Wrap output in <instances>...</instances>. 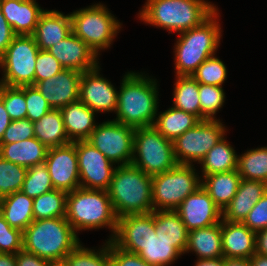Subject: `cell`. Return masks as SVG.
Segmentation results:
<instances>
[{
  "label": "cell",
  "instance_id": "obj_24",
  "mask_svg": "<svg viewBox=\"0 0 267 266\" xmlns=\"http://www.w3.org/2000/svg\"><path fill=\"white\" fill-rule=\"evenodd\" d=\"M64 127L70 142L88 140L96 128L95 112L80 100L60 109Z\"/></svg>",
  "mask_w": 267,
  "mask_h": 266
},
{
  "label": "cell",
  "instance_id": "obj_8",
  "mask_svg": "<svg viewBox=\"0 0 267 266\" xmlns=\"http://www.w3.org/2000/svg\"><path fill=\"white\" fill-rule=\"evenodd\" d=\"M72 32L83 40L98 56L99 50L110 47L121 28L119 20L106 6L94 4L70 14Z\"/></svg>",
  "mask_w": 267,
  "mask_h": 266
},
{
  "label": "cell",
  "instance_id": "obj_47",
  "mask_svg": "<svg viewBox=\"0 0 267 266\" xmlns=\"http://www.w3.org/2000/svg\"><path fill=\"white\" fill-rule=\"evenodd\" d=\"M242 223L255 233L267 228V188Z\"/></svg>",
  "mask_w": 267,
  "mask_h": 266
},
{
  "label": "cell",
  "instance_id": "obj_32",
  "mask_svg": "<svg viewBox=\"0 0 267 266\" xmlns=\"http://www.w3.org/2000/svg\"><path fill=\"white\" fill-rule=\"evenodd\" d=\"M237 162L238 155L224 137L200 161L202 176L236 170Z\"/></svg>",
  "mask_w": 267,
  "mask_h": 266
},
{
  "label": "cell",
  "instance_id": "obj_20",
  "mask_svg": "<svg viewBox=\"0 0 267 266\" xmlns=\"http://www.w3.org/2000/svg\"><path fill=\"white\" fill-rule=\"evenodd\" d=\"M0 8L16 35H32L45 11L36 0H0Z\"/></svg>",
  "mask_w": 267,
  "mask_h": 266
},
{
  "label": "cell",
  "instance_id": "obj_49",
  "mask_svg": "<svg viewBox=\"0 0 267 266\" xmlns=\"http://www.w3.org/2000/svg\"><path fill=\"white\" fill-rule=\"evenodd\" d=\"M16 265L17 266H52V261L40 258L33 253L25 250H20L16 253Z\"/></svg>",
  "mask_w": 267,
  "mask_h": 266
},
{
  "label": "cell",
  "instance_id": "obj_43",
  "mask_svg": "<svg viewBox=\"0 0 267 266\" xmlns=\"http://www.w3.org/2000/svg\"><path fill=\"white\" fill-rule=\"evenodd\" d=\"M23 232L12 228L0 213V253L16 254L23 249Z\"/></svg>",
  "mask_w": 267,
  "mask_h": 266
},
{
  "label": "cell",
  "instance_id": "obj_21",
  "mask_svg": "<svg viewBox=\"0 0 267 266\" xmlns=\"http://www.w3.org/2000/svg\"><path fill=\"white\" fill-rule=\"evenodd\" d=\"M221 240L226 258H250L255 253L256 233L241 222L221 219Z\"/></svg>",
  "mask_w": 267,
  "mask_h": 266
},
{
  "label": "cell",
  "instance_id": "obj_34",
  "mask_svg": "<svg viewBox=\"0 0 267 266\" xmlns=\"http://www.w3.org/2000/svg\"><path fill=\"white\" fill-rule=\"evenodd\" d=\"M237 170L242 179L267 184V147L251 149L238 156Z\"/></svg>",
  "mask_w": 267,
  "mask_h": 266
},
{
  "label": "cell",
  "instance_id": "obj_48",
  "mask_svg": "<svg viewBox=\"0 0 267 266\" xmlns=\"http://www.w3.org/2000/svg\"><path fill=\"white\" fill-rule=\"evenodd\" d=\"M109 252L113 266H153L144 261L138 254L118 248L110 240Z\"/></svg>",
  "mask_w": 267,
  "mask_h": 266
},
{
  "label": "cell",
  "instance_id": "obj_52",
  "mask_svg": "<svg viewBox=\"0 0 267 266\" xmlns=\"http://www.w3.org/2000/svg\"><path fill=\"white\" fill-rule=\"evenodd\" d=\"M9 114L7 113L3 101L0 99V141L4 136L5 130L11 123Z\"/></svg>",
  "mask_w": 267,
  "mask_h": 266
},
{
  "label": "cell",
  "instance_id": "obj_27",
  "mask_svg": "<svg viewBox=\"0 0 267 266\" xmlns=\"http://www.w3.org/2000/svg\"><path fill=\"white\" fill-rule=\"evenodd\" d=\"M202 178L201 185L222 211L237 193L242 179L237 169L204 175Z\"/></svg>",
  "mask_w": 267,
  "mask_h": 266
},
{
  "label": "cell",
  "instance_id": "obj_16",
  "mask_svg": "<svg viewBox=\"0 0 267 266\" xmlns=\"http://www.w3.org/2000/svg\"><path fill=\"white\" fill-rule=\"evenodd\" d=\"M188 232L220 223L222 210L214 203L208 192L201 185L188 195L175 210Z\"/></svg>",
  "mask_w": 267,
  "mask_h": 266
},
{
  "label": "cell",
  "instance_id": "obj_23",
  "mask_svg": "<svg viewBox=\"0 0 267 266\" xmlns=\"http://www.w3.org/2000/svg\"><path fill=\"white\" fill-rule=\"evenodd\" d=\"M266 188L264 182L241 179L237 193L222 211V219L242 223Z\"/></svg>",
  "mask_w": 267,
  "mask_h": 266
},
{
  "label": "cell",
  "instance_id": "obj_33",
  "mask_svg": "<svg viewBox=\"0 0 267 266\" xmlns=\"http://www.w3.org/2000/svg\"><path fill=\"white\" fill-rule=\"evenodd\" d=\"M176 79L173 107L194 114L201 120L199 83L191 75L176 76Z\"/></svg>",
  "mask_w": 267,
  "mask_h": 266
},
{
  "label": "cell",
  "instance_id": "obj_42",
  "mask_svg": "<svg viewBox=\"0 0 267 266\" xmlns=\"http://www.w3.org/2000/svg\"><path fill=\"white\" fill-rule=\"evenodd\" d=\"M227 67L214 55L207 58L191 75L198 83L221 86L227 78Z\"/></svg>",
  "mask_w": 267,
  "mask_h": 266
},
{
  "label": "cell",
  "instance_id": "obj_28",
  "mask_svg": "<svg viewBox=\"0 0 267 266\" xmlns=\"http://www.w3.org/2000/svg\"><path fill=\"white\" fill-rule=\"evenodd\" d=\"M0 213L12 228L23 232L34 221L33 198L14 192L0 200Z\"/></svg>",
  "mask_w": 267,
  "mask_h": 266
},
{
  "label": "cell",
  "instance_id": "obj_37",
  "mask_svg": "<svg viewBox=\"0 0 267 266\" xmlns=\"http://www.w3.org/2000/svg\"><path fill=\"white\" fill-rule=\"evenodd\" d=\"M104 245L96 252L79 243L64 260L69 266H113L109 252V239Z\"/></svg>",
  "mask_w": 267,
  "mask_h": 266
},
{
  "label": "cell",
  "instance_id": "obj_2",
  "mask_svg": "<svg viewBox=\"0 0 267 266\" xmlns=\"http://www.w3.org/2000/svg\"><path fill=\"white\" fill-rule=\"evenodd\" d=\"M217 8L205 0H147L139 13L141 21L181 33L203 24Z\"/></svg>",
  "mask_w": 267,
  "mask_h": 266
},
{
  "label": "cell",
  "instance_id": "obj_12",
  "mask_svg": "<svg viewBox=\"0 0 267 266\" xmlns=\"http://www.w3.org/2000/svg\"><path fill=\"white\" fill-rule=\"evenodd\" d=\"M135 129L113 119L98 125L92 131L89 141L112 163L130 165L133 160Z\"/></svg>",
  "mask_w": 267,
  "mask_h": 266
},
{
  "label": "cell",
  "instance_id": "obj_45",
  "mask_svg": "<svg viewBox=\"0 0 267 266\" xmlns=\"http://www.w3.org/2000/svg\"><path fill=\"white\" fill-rule=\"evenodd\" d=\"M65 69L47 50H39L36 58L34 85L42 80L56 76Z\"/></svg>",
  "mask_w": 267,
  "mask_h": 266
},
{
  "label": "cell",
  "instance_id": "obj_17",
  "mask_svg": "<svg viewBox=\"0 0 267 266\" xmlns=\"http://www.w3.org/2000/svg\"><path fill=\"white\" fill-rule=\"evenodd\" d=\"M99 65L82 73L79 100L94 112L116 111L118 91L99 73Z\"/></svg>",
  "mask_w": 267,
  "mask_h": 266
},
{
  "label": "cell",
  "instance_id": "obj_5",
  "mask_svg": "<svg viewBox=\"0 0 267 266\" xmlns=\"http://www.w3.org/2000/svg\"><path fill=\"white\" fill-rule=\"evenodd\" d=\"M66 220L77 234L80 230L99 229L108 226L114 237L117 216L114 213L108 191L79 187L67 193Z\"/></svg>",
  "mask_w": 267,
  "mask_h": 266
},
{
  "label": "cell",
  "instance_id": "obj_10",
  "mask_svg": "<svg viewBox=\"0 0 267 266\" xmlns=\"http://www.w3.org/2000/svg\"><path fill=\"white\" fill-rule=\"evenodd\" d=\"M40 48L32 35H16L1 56L3 78L10 87L34 86L36 58Z\"/></svg>",
  "mask_w": 267,
  "mask_h": 266
},
{
  "label": "cell",
  "instance_id": "obj_26",
  "mask_svg": "<svg viewBox=\"0 0 267 266\" xmlns=\"http://www.w3.org/2000/svg\"><path fill=\"white\" fill-rule=\"evenodd\" d=\"M195 252L198 259L224 257L221 240V222L205 228L188 232V244L185 253Z\"/></svg>",
  "mask_w": 267,
  "mask_h": 266
},
{
  "label": "cell",
  "instance_id": "obj_57",
  "mask_svg": "<svg viewBox=\"0 0 267 266\" xmlns=\"http://www.w3.org/2000/svg\"><path fill=\"white\" fill-rule=\"evenodd\" d=\"M52 266H69L65 260L52 262Z\"/></svg>",
  "mask_w": 267,
  "mask_h": 266
},
{
  "label": "cell",
  "instance_id": "obj_55",
  "mask_svg": "<svg viewBox=\"0 0 267 266\" xmlns=\"http://www.w3.org/2000/svg\"><path fill=\"white\" fill-rule=\"evenodd\" d=\"M0 266H17L16 254L0 253Z\"/></svg>",
  "mask_w": 267,
  "mask_h": 266
},
{
  "label": "cell",
  "instance_id": "obj_54",
  "mask_svg": "<svg viewBox=\"0 0 267 266\" xmlns=\"http://www.w3.org/2000/svg\"><path fill=\"white\" fill-rule=\"evenodd\" d=\"M224 266H250V262L248 258L224 257Z\"/></svg>",
  "mask_w": 267,
  "mask_h": 266
},
{
  "label": "cell",
  "instance_id": "obj_46",
  "mask_svg": "<svg viewBox=\"0 0 267 266\" xmlns=\"http://www.w3.org/2000/svg\"><path fill=\"white\" fill-rule=\"evenodd\" d=\"M35 137L33 122L29 119L11 121L0 143H13Z\"/></svg>",
  "mask_w": 267,
  "mask_h": 266
},
{
  "label": "cell",
  "instance_id": "obj_25",
  "mask_svg": "<svg viewBox=\"0 0 267 266\" xmlns=\"http://www.w3.org/2000/svg\"><path fill=\"white\" fill-rule=\"evenodd\" d=\"M48 148L36 137L13 143H0V156L26 168L45 162Z\"/></svg>",
  "mask_w": 267,
  "mask_h": 266
},
{
  "label": "cell",
  "instance_id": "obj_22",
  "mask_svg": "<svg viewBox=\"0 0 267 266\" xmlns=\"http://www.w3.org/2000/svg\"><path fill=\"white\" fill-rule=\"evenodd\" d=\"M72 32L70 14L64 15L56 10H45L37 23L32 36L41 50H48Z\"/></svg>",
  "mask_w": 267,
  "mask_h": 266
},
{
  "label": "cell",
  "instance_id": "obj_38",
  "mask_svg": "<svg viewBox=\"0 0 267 266\" xmlns=\"http://www.w3.org/2000/svg\"><path fill=\"white\" fill-rule=\"evenodd\" d=\"M27 169L0 156V200L21 191Z\"/></svg>",
  "mask_w": 267,
  "mask_h": 266
},
{
  "label": "cell",
  "instance_id": "obj_3",
  "mask_svg": "<svg viewBox=\"0 0 267 266\" xmlns=\"http://www.w3.org/2000/svg\"><path fill=\"white\" fill-rule=\"evenodd\" d=\"M107 191L117 218L153 212L152 176L132 164L115 168Z\"/></svg>",
  "mask_w": 267,
  "mask_h": 266
},
{
  "label": "cell",
  "instance_id": "obj_15",
  "mask_svg": "<svg viewBox=\"0 0 267 266\" xmlns=\"http://www.w3.org/2000/svg\"><path fill=\"white\" fill-rule=\"evenodd\" d=\"M155 232V211L146 214L127 215L117 220L114 237L110 240L118 248L138 254Z\"/></svg>",
  "mask_w": 267,
  "mask_h": 266
},
{
  "label": "cell",
  "instance_id": "obj_40",
  "mask_svg": "<svg viewBox=\"0 0 267 266\" xmlns=\"http://www.w3.org/2000/svg\"><path fill=\"white\" fill-rule=\"evenodd\" d=\"M199 102L201 107V120H215L216 112L225 102V93L221 86L205 85L199 83Z\"/></svg>",
  "mask_w": 267,
  "mask_h": 266
},
{
  "label": "cell",
  "instance_id": "obj_51",
  "mask_svg": "<svg viewBox=\"0 0 267 266\" xmlns=\"http://www.w3.org/2000/svg\"><path fill=\"white\" fill-rule=\"evenodd\" d=\"M255 253L267 255V228L256 233Z\"/></svg>",
  "mask_w": 267,
  "mask_h": 266
},
{
  "label": "cell",
  "instance_id": "obj_4",
  "mask_svg": "<svg viewBox=\"0 0 267 266\" xmlns=\"http://www.w3.org/2000/svg\"><path fill=\"white\" fill-rule=\"evenodd\" d=\"M23 250L55 262L65 257L80 243L66 217L34 220L23 231Z\"/></svg>",
  "mask_w": 267,
  "mask_h": 266
},
{
  "label": "cell",
  "instance_id": "obj_1",
  "mask_svg": "<svg viewBox=\"0 0 267 266\" xmlns=\"http://www.w3.org/2000/svg\"><path fill=\"white\" fill-rule=\"evenodd\" d=\"M157 90L156 79L127 72L118 91L115 121L134 129L153 126L158 115Z\"/></svg>",
  "mask_w": 267,
  "mask_h": 266
},
{
  "label": "cell",
  "instance_id": "obj_6",
  "mask_svg": "<svg viewBox=\"0 0 267 266\" xmlns=\"http://www.w3.org/2000/svg\"><path fill=\"white\" fill-rule=\"evenodd\" d=\"M217 11L203 24L181 32L175 43L176 76L192 75L209 57L215 55L221 38Z\"/></svg>",
  "mask_w": 267,
  "mask_h": 266
},
{
  "label": "cell",
  "instance_id": "obj_18",
  "mask_svg": "<svg viewBox=\"0 0 267 266\" xmlns=\"http://www.w3.org/2000/svg\"><path fill=\"white\" fill-rule=\"evenodd\" d=\"M82 72L63 69L56 76L42 80L34 86L39 90L52 109L62 107L79 100L80 78Z\"/></svg>",
  "mask_w": 267,
  "mask_h": 266
},
{
  "label": "cell",
  "instance_id": "obj_9",
  "mask_svg": "<svg viewBox=\"0 0 267 266\" xmlns=\"http://www.w3.org/2000/svg\"><path fill=\"white\" fill-rule=\"evenodd\" d=\"M131 164L151 176L172 169L178 164L173 142L160 134L154 126L136 128Z\"/></svg>",
  "mask_w": 267,
  "mask_h": 266
},
{
  "label": "cell",
  "instance_id": "obj_19",
  "mask_svg": "<svg viewBox=\"0 0 267 266\" xmlns=\"http://www.w3.org/2000/svg\"><path fill=\"white\" fill-rule=\"evenodd\" d=\"M65 69L85 72L99 64L95 52L73 32L62 41L52 45L48 50Z\"/></svg>",
  "mask_w": 267,
  "mask_h": 266
},
{
  "label": "cell",
  "instance_id": "obj_7",
  "mask_svg": "<svg viewBox=\"0 0 267 266\" xmlns=\"http://www.w3.org/2000/svg\"><path fill=\"white\" fill-rule=\"evenodd\" d=\"M194 165L177 164L152 176L153 211L176 210L183 200L201 186Z\"/></svg>",
  "mask_w": 267,
  "mask_h": 266
},
{
  "label": "cell",
  "instance_id": "obj_41",
  "mask_svg": "<svg viewBox=\"0 0 267 266\" xmlns=\"http://www.w3.org/2000/svg\"><path fill=\"white\" fill-rule=\"evenodd\" d=\"M0 99L12 121L26 119L25 86L10 87L0 84Z\"/></svg>",
  "mask_w": 267,
  "mask_h": 266
},
{
  "label": "cell",
  "instance_id": "obj_39",
  "mask_svg": "<svg viewBox=\"0 0 267 266\" xmlns=\"http://www.w3.org/2000/svg\"><path fill=\"white\" fill-rule=\"evenodd\" d=\"M54 186L45 163L29 167L21 191L35 198L52 191Z\"/></svg>",
  "mask_w": 267,
  "mask_h": 266
},
{
  "label": "cell",
  "instance_id": "obj_50",
  "mask_svg": "<svg viewBox=\"0 0 267 266\" xmlns=\"http://www.w3.org/2000/svg\"><path fill=\"white\" fill-rule=\"evenodd\" d=\"M16 34L13 32L12 27L2 14L0 8V56L4 54L7 47L11 44Z\"/></svg>",
  "mask_w": 267,
  "mask_h": 266
},
{
  "label": "cell",
  "instance_id": "obj_29",
  "mask_svg": "<svg viewBox=\"0 0 267 266\" xmlns=\"http://www.w3.org/2000/svg\"><path fill=\"white\" fill-rule=\"evenodd\" d=\"M155 233L164 241L174 243L182 255L188 244V230L175 210L155 211Z\"/></svg>",
  "mask_w": 267,
  "mask_h": 266
},
{
  "label": "cell",
  "instance_id": "obj_11",
  "mask_svg": "<svg viewBox=\"0 0 267 266\" xmlns=\"http://www.w3.org/2000/svg\"><path fill=\"white\" fill-rule=\"evenodd\" d=\"M225 126L215 120H201L173 141L174 155L178 164L192 165L200 161L207 152L225 136Z\"/></svg>",
  "mask_w": 267,
  "mask_h": 266
},
{
  "label": "cell",
  "instance_id": "obj_14",
  "mask_svg": "<svg viewBox=\"0 0 267 266\" xmlns=\"http://www.w3.org/2000/svg\"><path fill=\"white\" fill-rule=\"evenodd\" d=\"M44 163L54 189L69 193L80 187L76 142L48 148Z\"/></svg>",
  "mask_w": 267,
  "mask_h": 266
},
{
  "label": "cell",
  "instance_id": "obj_13",
  "mask_svg": "<svg viewBox=\"0 0 267 266\" xmlns=\"http://www.w3.org/2000/svg\"><path fill=\"white\" fill-rule=\"evenodd\" d=\"M80 187L107 191L116 168L89 141H76Z\"/></svg>",
  "mask_w": 267,
  "mask_h": 266
},
{
  "label": "cell",
  "instance_id": "obj_30",
  "mask_svg": "<svg viewBox=\"0 0 267 266\" xmlns=\"http://www.w3.org/2000/svg\"><path fill=\"white\" fill-rule=\"evenodd\" d=\"M35 137L47 148L70 143L60 109H51L33 123Z\"/></svg>",
  "mask_w": 267,
  "mask_h": 266
},
{
  "label": "cell",
  "instance_id": "obj_36",
  "mask_svg": "<svg viewBox=\"0 0 267 266\" xmlns=\"http://www.w3.org/2000/svg\"><path fill=\"white\" fill-rule=\"evenodd\" d=\"M138 255L153 266H168L181 256L174 248V243L164 241L155 232H152L150 241Z\"/></svg>",
  "mask_w": 267,
  "mask_h": 266
},
{
  "label": "cell",
  "instance_id": "obj_53",
  "mask_svg": "<svg viewBox=\"0 0 267 266\" xmlns=\"http://www.w3.org/2000/svg\"><path fill=\"white\" fill-rule=\"evenodd\" d=\"M195 266H224V257L214 259H198Z\"/></svg>",
  "mask_w": 267,
  "mask_h": 266
},
{
  "label": "cell",
  "instance_id": "obj_31",
  "mask_svg": "<svg viewBox=\"0 0 267 266\" xmlns=\"http://www.w3.org/2000/svg\"><path fill=\"white\" fill-rule=\"evenodd\" d=\"M200 121L194 114L171 107L156 117L153 126L165 138L173 142Z\"/></svg>",
  "mask_w": 267,
  "mask_h": 266
},
{
  "label": "cell",
  "instance_id": "obj_44",
  "mask_svg": "<svg viewBox=\"0 0 267 266\" xmlns=\"http://www.w3.org/2000/svg\"><path fill=\"white\" fill-rule=\"evenodd\" d=\"M25 101L27 108L26 118L33 123L52 109L39 90L33 85L25 86Z\"/></svg>",
  "mask_w": 267,
  "mask_h": 266
},
{
  "label": "cell",
  "instance_id": "obj_56",
  "mask_svg": "<svg viewBox=\"0 0 267 266\" xmlns=\"http://www.w3.org/2000/svg\"><path fill=\"white\" fill-rule=\"evenodd\" d=\"M250 266H267V255L254 253L249 258Z\"/></svg>",
  "mask_w": 267,
  "mask_h": 266
},
{
  "label": "cell",
  "instance_id": "obj_35",
  "mask_svg": "<svg viewBox=\"0 0 267 266\" xmlns=\"http://www.w3.org/2000/svg\"><path fill=\"white\" fill-rule=\"evenodd\" d=\"M67 193L53 189L33 198L34 220L58 218L66 216Z\"/></svg>",
  "mask_w": 267,
  "mask_h": 266
}]
</instances>
